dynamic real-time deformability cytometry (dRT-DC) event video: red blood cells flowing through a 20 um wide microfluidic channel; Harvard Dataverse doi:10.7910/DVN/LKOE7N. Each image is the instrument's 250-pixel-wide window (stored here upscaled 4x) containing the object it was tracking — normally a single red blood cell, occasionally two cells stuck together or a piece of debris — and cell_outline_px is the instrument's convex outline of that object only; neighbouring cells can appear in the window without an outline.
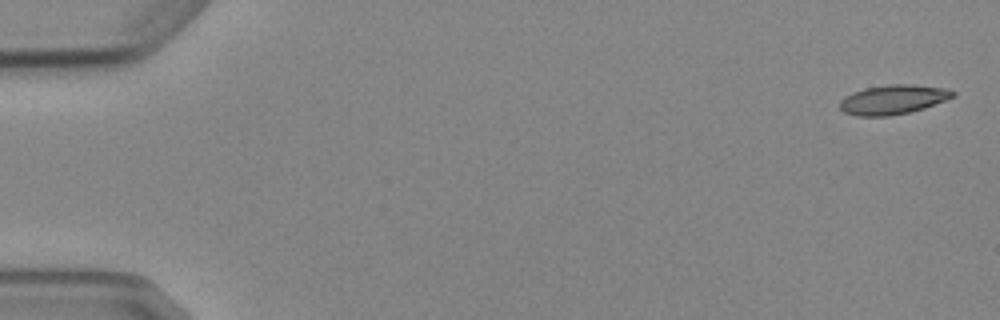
{"species": "Egyptian fruit bat (a non-hibernating species)", "species_latin": "Rousettus aegyptiacus", "temperature_condition": "cold", "stored_images_in_passage": 4, "camera_frame_rate_fps": 3000, "um_per_image_px": 0.085, "animal": {"sex": "female"}, "frame": {"image": 1, "passage_image": 1, "time_ms": 0.0, "image_size_px": [1000, 320], "cell_outline_px": [[956, 96], [924, 108], [908, 112], [888, 116], [856, 116], [844, 112], [840, 108], [840, 100], [844, 96], [852, 92], [864, 88], [888, 84], [912, 84], [944, 88], [956, 92]], "centroid_in_image_um": [75.89, 8.45], "position_along_channel_um": 9.1, "area_um2": 19.42}}